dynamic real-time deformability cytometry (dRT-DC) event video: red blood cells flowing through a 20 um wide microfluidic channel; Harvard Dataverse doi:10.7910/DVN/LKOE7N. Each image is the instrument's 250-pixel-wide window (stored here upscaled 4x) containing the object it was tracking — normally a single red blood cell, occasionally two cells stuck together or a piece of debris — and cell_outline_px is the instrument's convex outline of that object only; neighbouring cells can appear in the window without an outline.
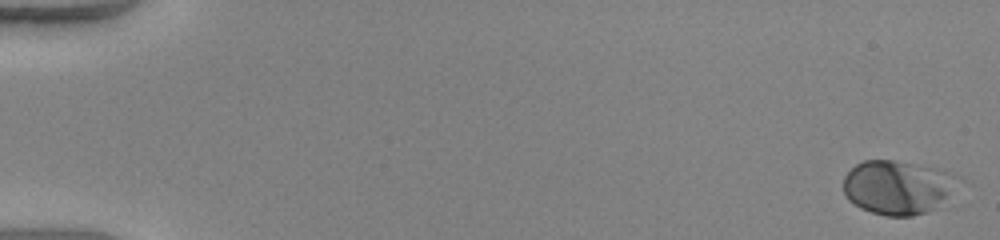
{"species": "human", "species_latin": "Homo sapiens", "temperature_condition": "warm", "stored_images_in_passage": 51, "camera_frame_rate_fps": 3000, "um_per_image_px": 0.085, "donor": {"sex": "female"}, "frame": {"image": 1, "passage_image": 1, "time_ms": 0.0, "image_size_px": [1000, 240], "cell_outline_px": [[964, 180], [928, 212], [912, 216], [888, 216], [872, 212], [860, 208], [848, 200], [844, 192], [844, 176], [856, 164], [864, 160], [896, 160], [944, 168], [960, 176]], "centroid_in_image_um": [76.34, 15.88], "position_along_channel_um": 8.7, "area_um2": 36.47}}
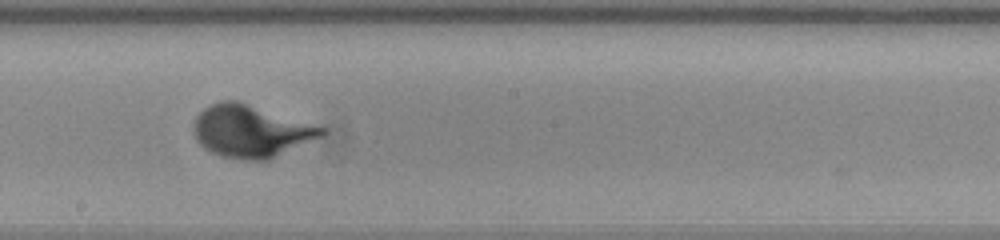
{"frame": {"image": 2, "passage_image": 30, "time_ms": 9.667, "image_size_px": [1000, 240], "cell_outline_px": [[328, 132], [320, 136], [268, 160], [244, 160], [220, 156], [204, 148], [196, 140], [192, 128], [192, 124], [196, 116], [204, 108], [220, 100], [236, 100], [324, 128]], "centroid_in_image_um": [21.24, 11.15], "position_along_channel_um": 227.0, "area_um2": 38.49}}
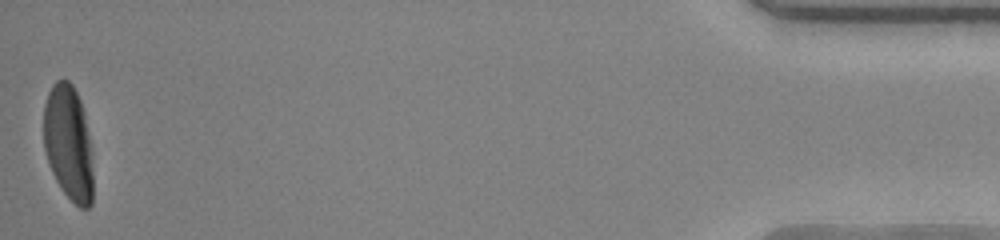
{"frame": {"image": 3, "passage_image": 51, "time_ms": 16.667, "image_size_px": [1000, 240], "cell_outline_px": [[92, 204], [88, 208], [80, 208], [60, 188], [52, 172], [44, 148], [44, 104], [48, 92], [52, 84], [56, 80], [68, 80], [72, 84], [80, 100], [84, 112], [92, 152]], "centroid_in_image_um": [5.82, 12.14], "position_along_channel_um": 429.4, "area_um2": 33.18}}